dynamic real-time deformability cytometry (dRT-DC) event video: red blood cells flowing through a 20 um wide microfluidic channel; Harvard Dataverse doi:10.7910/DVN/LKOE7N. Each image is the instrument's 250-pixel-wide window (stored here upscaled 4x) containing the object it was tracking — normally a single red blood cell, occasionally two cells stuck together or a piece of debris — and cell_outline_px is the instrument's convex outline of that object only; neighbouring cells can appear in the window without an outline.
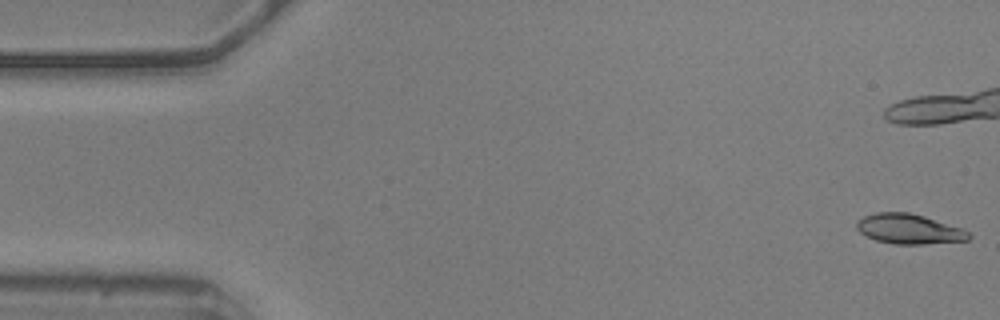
{"species": "common noctule bat (a hibernating species)", "species_latin": "Nyctalus noctula", "temperature_condition": "warm", "stored_images_in_passage": 7, "camera_frame_rate_fps": 3000, "um_per_image_px": 0.085, "animal": {"sex": "male", "body_mass_g": 20.5, "forearm_length_mm": 52.5}, "frame": {"image": 1, "passage_image": 1, "time_ms": 0.0, "image_size_px": [1000, 320], "cell_outline_px": [[972, 236], [968, 240], [924, 244], [892, 244], [876, 240], [860, 232], [856, 228], [856, 224], [864, 216], [876, 212], [908, 212], [924, 216], [964, 228]], "centroid_in_image_um": [77.3, 19.46], "position_along_channel_um": 7.7, "area_um2": 19.54}}